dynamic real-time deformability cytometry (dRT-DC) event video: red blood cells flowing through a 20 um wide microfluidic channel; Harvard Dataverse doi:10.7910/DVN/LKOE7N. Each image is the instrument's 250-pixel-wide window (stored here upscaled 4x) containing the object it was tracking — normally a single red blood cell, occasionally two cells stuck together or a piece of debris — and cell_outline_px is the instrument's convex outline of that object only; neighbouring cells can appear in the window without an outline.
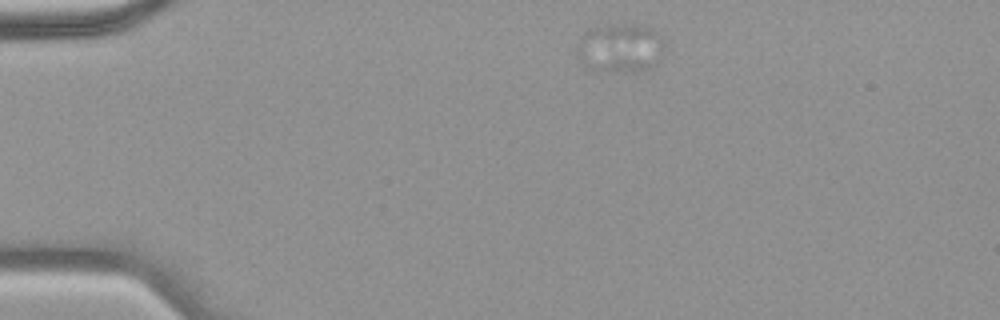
{"species": "common noctule bat (a hibernating species)", "species_latin": "Nyctalus noctula", "temperature_condition": "warm", "stored_images_in_passage": 6, "camera_frame_rate_fps": 3000, "um_per_image_px": 0.085, "animal": {"sex": "female", "body_mass_g": 18.4}, "frame": {"image": 1, "passage_image": 2, "time_ms": 0.333, "image_size_px": [1000, 320], "cell_outline_px": [[664, 44], [660, 60], [652, 68], [636, 72], [596, 72], [580, 64], [576, 56], [576, 48], [580, 36], [588, 28], [604, 24], [628, 24], [652, 28], [664, 40]], "centroid_in_image_um": [52.65, 4.1], "position_along_channel_um": 32.3, "area_um2": 26.01}}
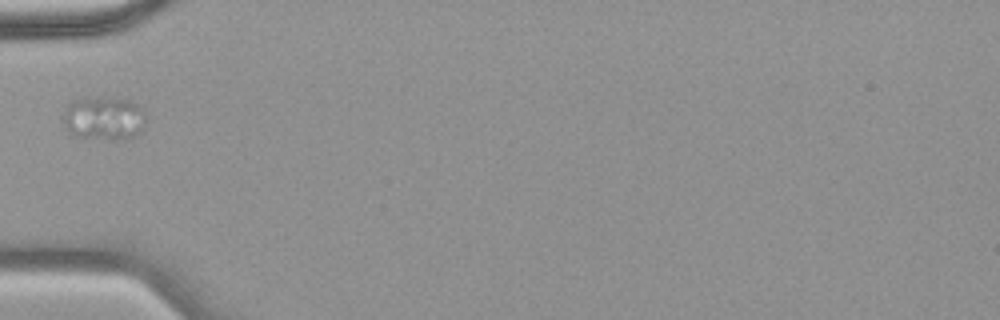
{"frame": {"image": 2, "passage_image": 5, "time_ms": 1.333, "image_size_px": [1000, 320], "cell_outline_px": [[144, 128], [136, 136], [124, 140], [112, 140], [76, 136], [68, 132], [60, 120], [64, 108], [72, 100], [128, 100], [140, 104], [144, 108]], "centroid_in_image_um": [8.82, 10.12], "position_along_channel_um": 76.2, "area_um2": 20.98}}
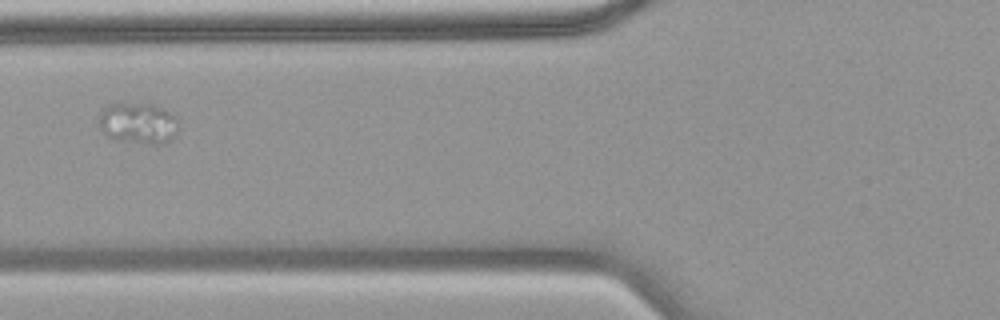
{"frame": {"image": 3, "passage_image": 6, "time_ms": 1.667, "image_size_px": [1000, 320], "cell_outline_px": [[176, 136], [164, 144], [152, 144], [116, 140], [108, 136], [100, 128], [96, 120], [100, 112], [108, 104], [148, 104], [172, 112], [176, 120]], "centroid_in_image_um": [11.71, 10.49], "position_along_channel_um": 114.1, "area_um2": 19.02}}